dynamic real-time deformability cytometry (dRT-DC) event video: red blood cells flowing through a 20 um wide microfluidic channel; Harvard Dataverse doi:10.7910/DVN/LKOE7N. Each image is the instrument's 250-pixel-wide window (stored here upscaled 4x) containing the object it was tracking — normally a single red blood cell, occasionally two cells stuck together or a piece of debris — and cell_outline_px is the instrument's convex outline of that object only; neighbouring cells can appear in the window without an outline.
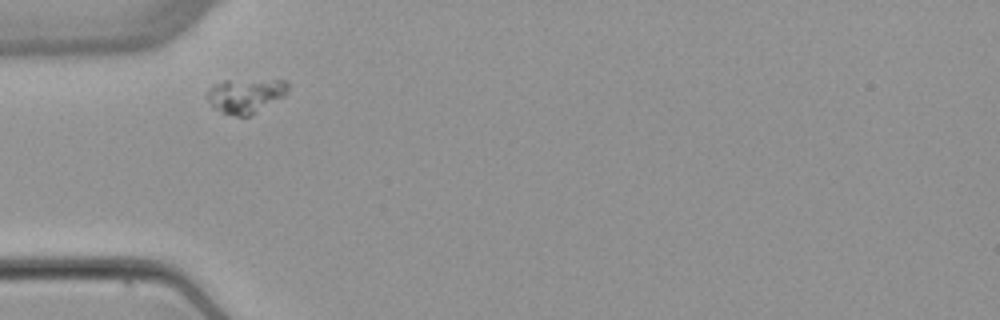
{"species": "common noctule bat (a hibernating species)", "species_latin": "Nyctalus noctula", "temperature_condition": "warm", "stored_images_in_passage": 2, "camera_frame_rate_fps": 3000, "um_per_image_px": 0.085, "animal": {"sex": "female", "body_mass_g": 22.7, "forearm_length_mm": 54.2}, "frame": {"image": 1, "passage_image": 1, "time_ms": 0.0, "image_size_px": [1000, 320], "cell_outline_px": [[288, 88], [284, 96], [248, 116], [236, 116], [220, 112], [212, 108], [204, 96], [208, 88], [212, 84], [224, 80], [284, 80], [288, 84]], "centroid_in_image_um": [20.78, 8.12], "position_along_channel_um": 64.2, "area_um2": 16.42}}
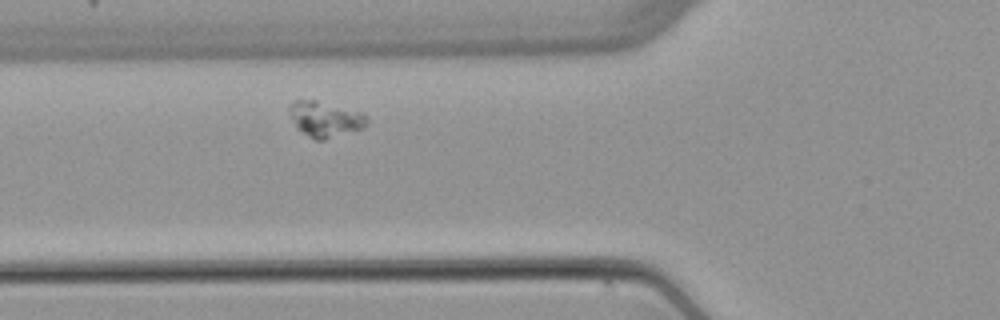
{"frame": {"image": 2, "passage_image": 2, "time_ms": 1.0, "image_size_px": [1000, 320], "cell_outline_px": [[368, 120], [364, 128], [324, 140], [316, 140], [296, 128], [292, 120], [288, 104], [292, 100], [316, 100], [364, 112], [368, 116]], "centroid_in_image_um": [27.65, 10.11], "position_along_channel_um": 98.1, "area_um2": 16.24}}